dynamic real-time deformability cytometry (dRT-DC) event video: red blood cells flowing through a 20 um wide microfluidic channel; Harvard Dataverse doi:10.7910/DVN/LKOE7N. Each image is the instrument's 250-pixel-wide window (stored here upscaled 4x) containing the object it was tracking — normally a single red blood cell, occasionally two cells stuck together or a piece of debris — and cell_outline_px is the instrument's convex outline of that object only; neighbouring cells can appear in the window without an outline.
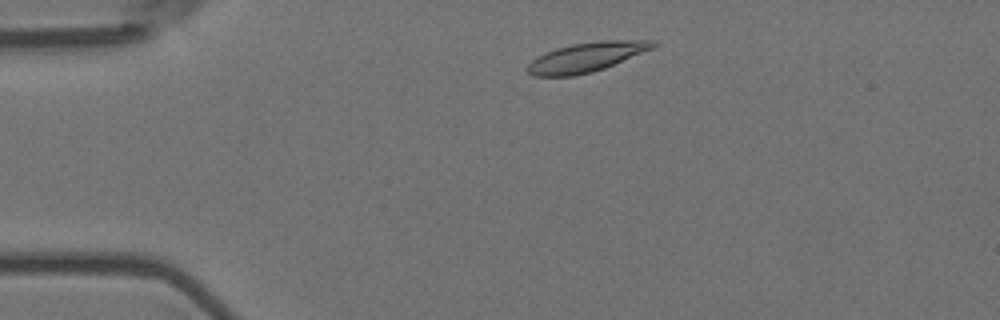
{"species": "Egyptian fruit bat (a non-hibernating species)", "species_latin": "Rousettus aegyptiacus", "temperature_condition": "room temperature", "stored_images_in_passage": 48, "camera_frame_rate_fps": 3000, "um_per_image_px": 0.085, "animal": {"sex": "female"}, "frame": {"image": 1, "passage_image": 4, "time_ms": 1.0, "image_size_px": [1000, 320], "cell_outline_px": [[656, 44], [652, 48], [604, 68], [592, 72], [572, 76], [532, 76], [524, 68], [532, 60], [556, 48], [572, 44], [600, 40], [656, 40]], "centroid_in_image_um": [49.81, 4.86], "position_along_channel_um": 35.2, "area_um2": 21.27}}
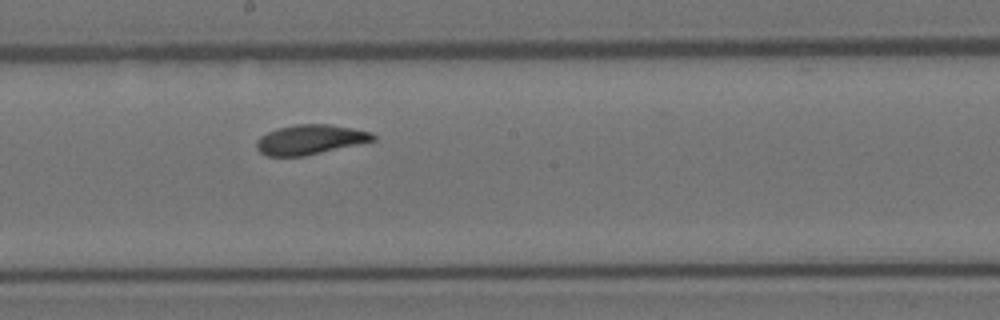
{"frame": {"image": 2, "passage_image": 23, "time_ms": 7.333, "image_size_px": [1000, 320], "cell_outline_px": [[376, 140], [304, 156], [268, 156], [260, 152], [256, 148], [256, 140], [260, 136], [268, 132], [280, 128], [296, 124], [328, 124], [352, 128], [372, 132], [376, 136]], "centroid_in_image_um": [26.36, 11.86], "position_along_channel_um": 221.8, "area_um2": 20.06}}
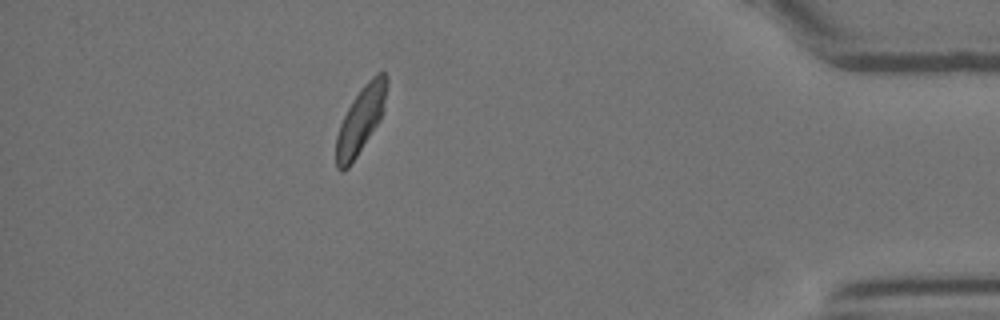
{"frame": {"image": 3, "passage_image": 42, "time_ms": 13.667, "image_size_px": [1000, 320], "cell_outline_px": [[388, 84], [384, 108], [380, 120], [348, 168], [344, 172], [340, 172], [336, 168], [336, 136], [340, 124], [352, 100], [364, 84], [376, 72], [384, 72], [388, 76]], "centroid_in_image_um": [30.66, 10.18], "position_along_channel_um": 404.5, "area_um2": 19.65}, "authors_computed_cell_mechanics": {"area_um2": 20.4612, "velocity_mm_per_s": 3.6139, "shape_relaxation_time_tau1_ms": 4.7471, "shape_relaxation_time_tau2_ms": 2.6674, "deformation_change_tau1": 0.1452, "deformation_change_tau2": 0.0724}}